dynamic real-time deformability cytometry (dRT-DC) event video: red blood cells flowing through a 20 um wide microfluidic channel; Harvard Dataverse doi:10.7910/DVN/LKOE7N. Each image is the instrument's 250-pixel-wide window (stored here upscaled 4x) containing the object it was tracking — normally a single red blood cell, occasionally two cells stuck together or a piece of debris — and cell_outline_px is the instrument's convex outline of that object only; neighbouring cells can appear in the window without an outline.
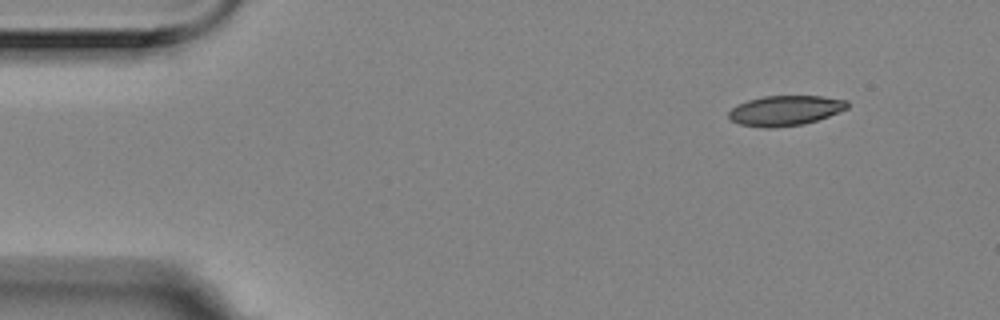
{"species": "Egyptian fruit bat (a non-hibernating species)", "species_latin": "Rousettus aegyptiacus", "temperature_condition": "room temperature", "stored_images_in_passage": 3, "camera_frame_rate_fps": 3000, "um_per_image_px": 0.085, "animal": {"sex": "female"}, "frame": {"image": 1, "passage_image": 1, "time_ms": 0.0, "image_size_px": [1000, 320], "cell_outline_px": [[848, 108], [828, 116], [804, 124], [776, 128], [764, 128], [740, 124], [732, 120], [728, 116], [728, 112], [732, 108], [748, 100], [764, 96], [820, 96], [848, 100]], "centroid_in_image_um": [66.75, 9.4], "position_along_channel_um": 18.3, "area_um2": 20.69}}
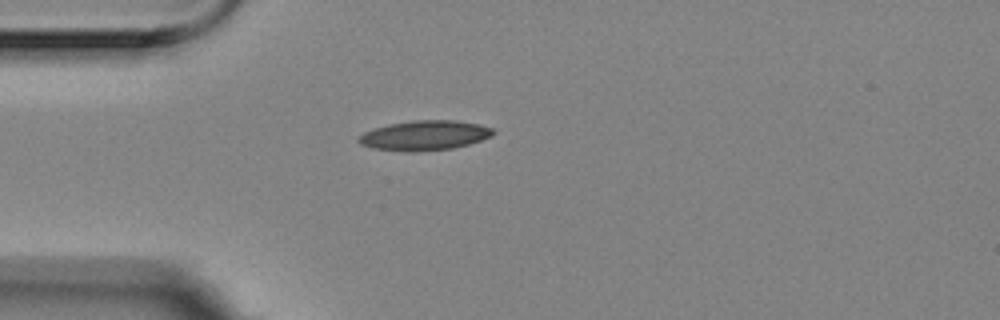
{"frame": {"image": 2, "passage_image": 3, "time_ms": 0.667, "image_size_px": [1000, 320], "cell_outline_px": [[496, 132], [492, 136], [468, 144], [452, 148], [416, 152], [404, 152], [372, 148], [360, 144], [356, 140], [364, 132], [388, 124], [412, 120], [456, 120], [480, 124], [492, 128]], "centroid_in_image_um": [36.09, 11.51], "position_along_channel_um": 48.9, "area_um2": 23.47}}